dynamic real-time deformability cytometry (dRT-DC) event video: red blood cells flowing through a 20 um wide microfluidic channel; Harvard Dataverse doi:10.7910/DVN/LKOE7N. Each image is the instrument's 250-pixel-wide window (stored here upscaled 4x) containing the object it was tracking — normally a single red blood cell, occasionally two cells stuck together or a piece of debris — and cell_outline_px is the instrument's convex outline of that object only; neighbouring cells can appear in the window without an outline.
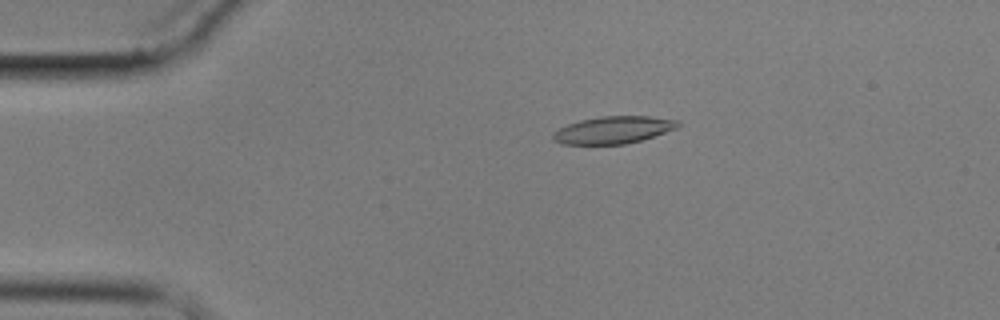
{"species": "common noctule bat (a hibernating species)", "species_latin": "Nyctalus noctula", "temperature_condition": "cold", "stored_images_in_passage": 5, "camera_frame_rate_fps": 3000, "um_per_image_px": 0.085, "animal": {"sex": "male", "body_mass_g": 17.9}, "frame": {"image": 1, "passage_image": 1, "time_ms": 0.0, "image_size_px": [1000, 320], "cell_outline_px": [[680, 124], [676, 128], [640, 140], [624, 144], [560, 144], [552, 140], [552, 136], [560, 128], [568, 124], [580, 120], [604, 116], [648, 116], [680, 120]], "centroid_in_image_um": [52.12, 11.04], "position_along_channel_um": 32.9, "area_um2": 19.59}}
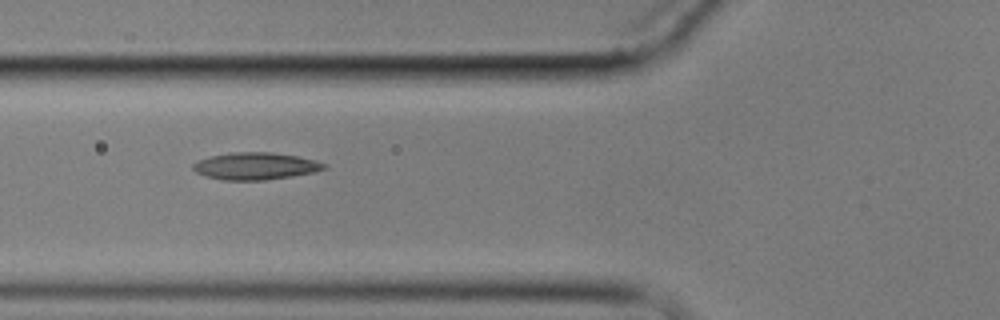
{"frame": {"image": 2, "passage_image": 4, "time_ms": 3.333, "image_size_px": [1000, 320], "cell_outline_px": [[328, 168], [316, 172], [292, 176], [264, 180], [224, 180], [208, 176], [196, 172], [192, 168], [192, 164], [200, 160], [212, 156], [232, 152], [272, 152], [296, 156], [316, 160], [328, 164]], "centroid_in_image_um": [21.78, 14.11], "position_along_channel_um": 104.0, "area_um2": 20.69}}
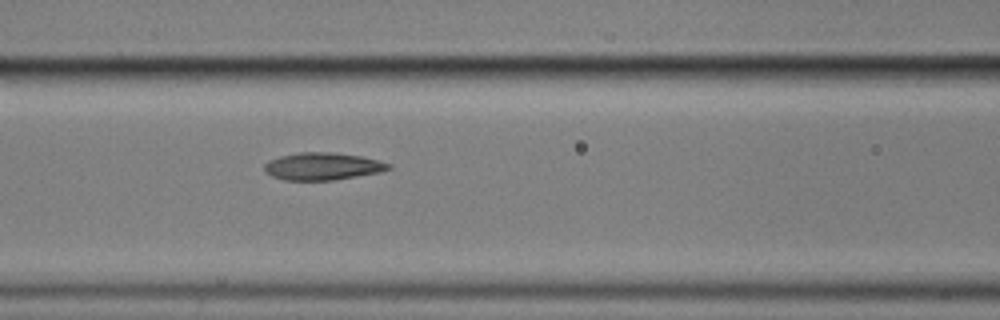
{"frame": {"image": 3, "passage_image": 5, "time_ms": 4.333, "image_size_px": [1000, 320], "cell_outline_px": [[392, 168], [380, 172], [332, 180], [284, 180], [272, 176], [264, 172], [264, 164], [268, 160], [280, 156], [300, 152], [336, 152], [360, 156], [392, 164]], "centroid_in_image_um": [27.39, 14.13], "position_along_channel_um": 139.2, "area_um2": 19.83}}